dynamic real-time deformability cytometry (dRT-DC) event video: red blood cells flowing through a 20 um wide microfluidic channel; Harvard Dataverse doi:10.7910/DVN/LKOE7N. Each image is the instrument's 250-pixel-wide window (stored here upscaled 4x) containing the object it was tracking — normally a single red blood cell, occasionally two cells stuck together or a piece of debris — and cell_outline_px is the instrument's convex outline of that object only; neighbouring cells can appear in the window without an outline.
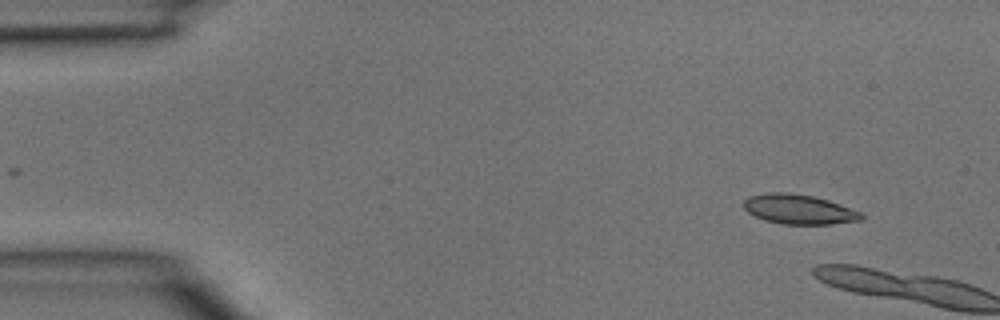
{"species": "common noctule bat (a hibernating species)", "species_latin": "Nyctalus noctula", "temperature_condition": "room temperature", "stored_images_in_passage": 3, "camera_frame_rate_fps": 3000, "um_per_image_px": 0.085, "animal": {"sex": "male", "body_mass_g": 15.6}, "frame": {"image": 1, "passage_image": 1, "time_ms": 0.0, "image_size_px": [1000, 320], "cell_outline_px": [[864, 220], [832, 224], [784, 224], [764, 220], [748, 212], [744, 208], [744, 200], [748, 196], [768, 192], [788, 192], [812, 196], [828, 200], [860, 212], [864, 216]], "centroid_in_image_um": [67.9, 17.79], "position_along_channel_um": 17.1, "area_um2": 20.29}}